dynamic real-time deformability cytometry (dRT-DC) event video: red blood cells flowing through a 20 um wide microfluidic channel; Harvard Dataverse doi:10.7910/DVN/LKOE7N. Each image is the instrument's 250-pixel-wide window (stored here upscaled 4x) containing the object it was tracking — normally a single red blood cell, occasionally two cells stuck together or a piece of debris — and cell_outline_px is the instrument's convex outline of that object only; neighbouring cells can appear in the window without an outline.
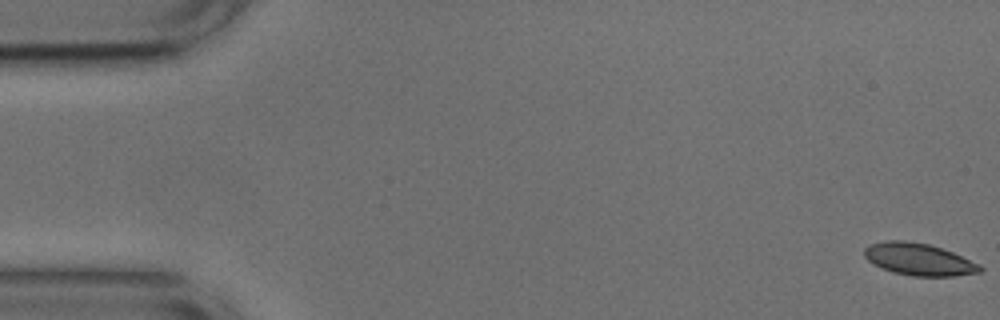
{"species": "common noctule bat (a hibernating species)", "species_latin": "Nyctalus noctula", "temperature_condition": "cold", "stored_images_in_passage": 53, "camera_frame_rate_fps": 3000, "um_per_image_px": 0.085, "animal": {"sex": "male", "body_mass_g": 17.9, "forearm_length_mm": 54.2}, "frame": {"image": 1, "passage_image": 1, "time_ms": 0.0, "image_size_px": [1000, 320], "cell_outline_px": [[984, 268], [980, 272], [952, 276], [912, 276], [892, 272], [868, 260], [864, 256], [864, 248], [868, 244], [888, 240], [904, 240], [928, 244], [952, 252], [980, 264]], "centroid_in_image_um": [78.1, 22.04], "position_along_channel_um": 6.9, "area_um2": 21.5}}
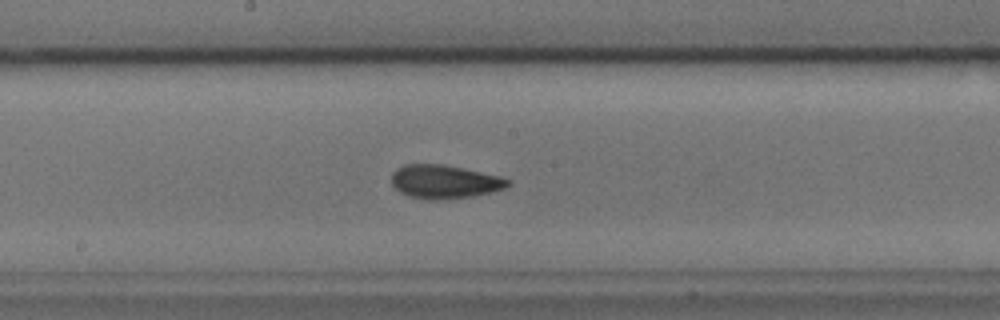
{"frame": {"image": 2, "passage_image": 28, "time_ms": 9.0, "image_size_px": [1000, 320], "cell_outline_px": [[512, 184], [504, 188], [492, 192], [472, 196], [444, 200], [428, 200], [408, 196], [400, 192], [392, 184], [392, 172], [396, 168], [404, 164], [444, 164], [464, 168], [500, 176], [512, 180]], "centroid_in_image_um": [37.79, 15.44], "position_along_channel_um": 210.4, "area_um2": 23.06}}
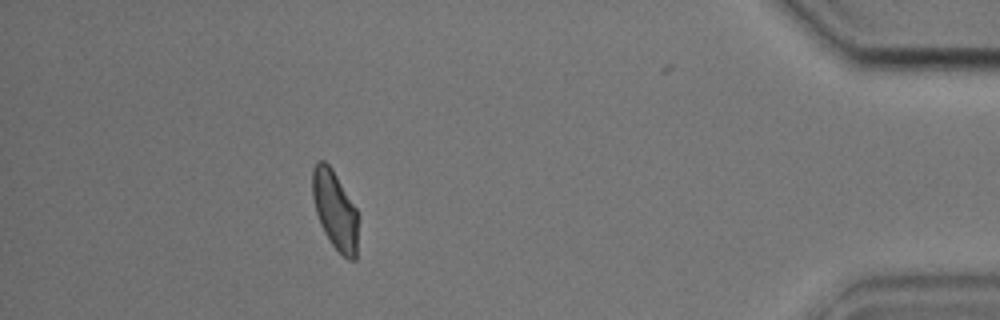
{"frame": {"image": 3, "passage_image": 48, "time_ms": 15.667, "image_size_px": [1000, 320], "cell_outline_px": [[356, 260], [348, 260], [332, 244], [324, 232], [320, 224], [316, 212], [312, 196], [312, 168], [316, 160], [324, 160], [332, 168], [356, 208]], "centroid_in_image_um": [28.43, 17.8], "position_along_channel_um": 406.8, "area_um2": 20.63}, "authors_computed_cell_mechanics": {"area_um2": 21.9062, "velocity_mm_per_s": 3.7384, "shape_relaxation_time_tau1_ms": 4.035, "shape_relaxation_time_tau2_ms": 2.4667, "deformation_change_tau1": 0.1203, "deformation_change_tau2": 0.0858}}